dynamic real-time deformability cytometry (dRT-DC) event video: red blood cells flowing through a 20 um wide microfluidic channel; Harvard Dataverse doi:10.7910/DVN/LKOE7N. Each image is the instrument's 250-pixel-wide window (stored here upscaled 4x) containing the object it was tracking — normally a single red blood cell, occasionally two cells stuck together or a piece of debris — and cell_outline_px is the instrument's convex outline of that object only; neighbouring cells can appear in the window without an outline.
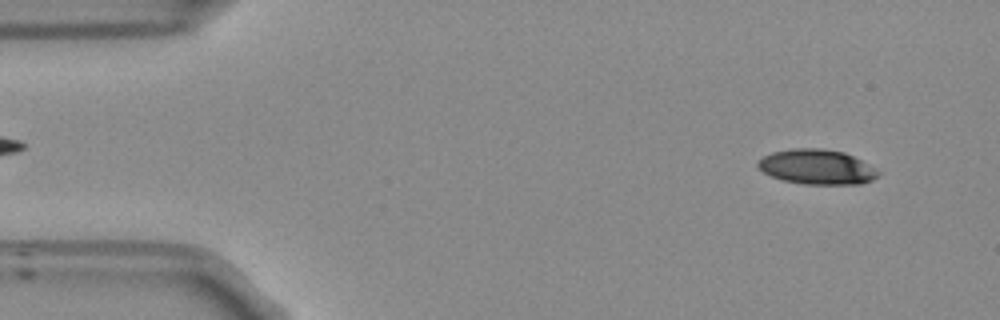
{"species": "Egyptian fruit bat (a non-hibernating species)", "species_latin": "Rousettus aegyptiacus", "temperature_condition": "room temperature", "stored_images_in_passage": 15, "camera_frame_rate_fps": 3000, "um_per_image_px": 0.085, "frame": {"image": 1, "passage_image": 4, "time_ms": 1.0, "image_size_px": [1000, 320], "cell_outline_px": [[880, 172], [872, 180], [860, 184], [804, 184], [784, 180], [772, 176], [764, 172], [756, 164], [764, 156], [772, 152], [792, 148], [820, 148], [844, 152], [860, 160]], "centroid_in_image_um": [69.42, 14.18], "position_along_channel_um": 15.6, "area_um2": 24.1}}
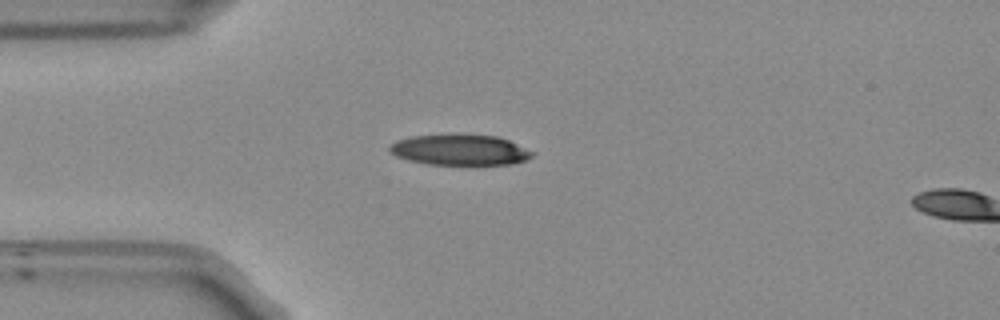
{"frame": {"image": 2, "passage_image": 13, "time_ms": 4.0, "image_size_px": [1000, 320], "cell_outline_px": [[536, 152], [532, 156], [524, 160], [508, 164], [428, 164], [408, 160], [396, 156], [388, 152], [388, 148], [396, 140], [412, 136], [452, 132], [496, 136], [508, 140]], "centroid_in_image_um": [39.04, 12.7], "position_along_channel_um": 46.0, "area_um2": 26.01}}